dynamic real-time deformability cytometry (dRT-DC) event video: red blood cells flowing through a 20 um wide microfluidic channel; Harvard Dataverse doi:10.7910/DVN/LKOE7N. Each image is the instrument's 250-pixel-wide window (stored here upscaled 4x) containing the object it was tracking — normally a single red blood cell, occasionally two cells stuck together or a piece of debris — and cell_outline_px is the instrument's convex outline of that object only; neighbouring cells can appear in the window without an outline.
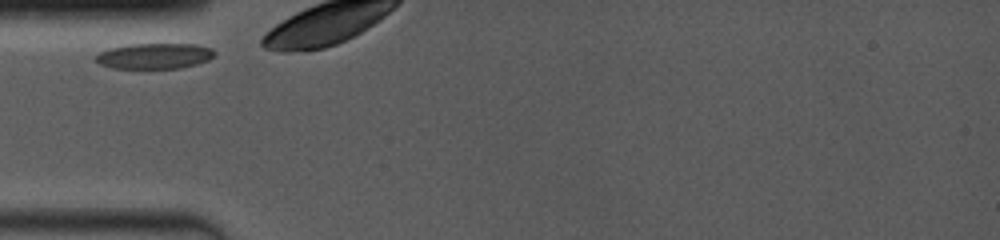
{"species": "common noctule bat (a hibernating species)", "species_latin": "Nyctalus noctula", "temperature_condition": "room temperature", "stored_images_in_passage": 8, "camera_frame_rate_fps": 4000, "um_per_image_px": 0.085, "animal": {"sex": "female", "body_mass_g": 19.0, "forearm_length_mm": 53.3}, "frame": {"image": 1, "passage_image": 1, "time_ms": 0.0, "image_size_px": [1000, 240], "cell_outline_px": [[216, 52], [208, 60], [196, 64], [180, 68], [112, 68], [100, 64], [92, 60], [100, 52], [108, 48], [128, 44], [196, 44], [212, 48]], "centroid_in_image_um": [13.1, 4.75], "position_along_channel_um": 71.9, "area_um2": 17.8}}